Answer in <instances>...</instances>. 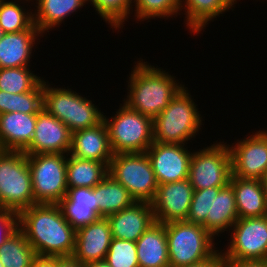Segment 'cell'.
<instances>
[{"label":"cell","instance_id":"52a82bcc","mask_svg":"<svg viewBox=\"0 0 267 267\" xmlns=\"http://www.w3.org/2000/svg\"><path fill=\"white\" fill-rule=\"evenodd\" d=\"M113 154L144 153L153 144V119L124 103L112 120L103 116Z\"/></svg>","mask_w":267,"mask_h":267},{"label":"cell","instance_id":"d590c367","mask_svg":"<svg viewBox=\"0 0 267 267\" xmlns=\"http://www.w3.org/2000/svg\"><path fill=\"white\" fill-rule=\"evenodd\" d=\"M42 107L43 80L32 91L12 96L11 112L37 114Z\"/></svg>","mask_w":267,"mask_h":267},{"label":"cell","instance_id":"7c38bea8","mask_svg":"<svg viewBox=\"0 0 267 267\" xmlns=\"http://www.w3.org/2000/svg\"><path fill=\"white\" fill-rule=\"evenodd\" d=\"M229 150L233 176L261 180L267 173V130L229 145Z\"/></svg>","mask_w":267,"mask_h":267},{"label":"cell","instance_id":"7a4b0ae2","mask_svg":"<svg viewBox=\"0 0 267 267\" xmlns=\"http://www.w3.org/2000/svg\"><path fill=\"white\" fill-rule=\"evenodd\" d=\"M145 63L139 60L134 65L127 100L123 101L128 108L154 119L183 86L168 72Z\"/></svg>","mask_w":267,"mask_h":267},{"label":"cell","instance_id":"4fadbf2b","mask_svg":"<svg viewBox=\"0 0 267 267\" xmlns=\"http://www.w3.org/2000/svg\"><path fill=\"white\" fill-rule=\"evenodd\" d=\"M146 154L150 159L158 185L189 178L192 152H189L184 144L154 141Z\"/></svg>","mask_w":267,"mask_h":267},{"label":"cell","instance_id":"bcb514c9","mask_svg":"<svg viewBox=\"0 0 267 267\" xmlns=\"http://www.w3.org/2000/svg\"><path fill=\"white\" fill-rule=\"evenodd\" d=\"M4 31H3V29L0 27V40L3 38V36H4Z\"/></svg>","mask_w":267,"mask_h":267},{"label":"cell","instance_id":"7bdbcfd3","mask_svg":"<svg viewBox=\"0 0 267 267\" xmlns=\"http://www.w3.org/2000/svg\"><path fill=\"white\" fill-rule=\"evenodd\" d=\"M31 267H54V256H40L37 255Z\"/></svg>","mask_w":267,"mask_h":267},{"label":"cell","instance_id":"ac0fdd59","mask_svg":"<svg viewBox=\"0 0 267 267\" xmlns=\"http://www.w3.org/2000/svg\"><path fill=\"white\" fill-rule=\"evenodd\" d=\"M70 154L79 159L102 162L109 166L114 154L105 122L71 133Z\"/></svg>","mask_w":267,"mask_h":267},{"label":"cell","instance_id":"d6a6232c","mask_svg":"<svg viewBox=\"0 0 267 267\" xmlns=\"http://www.w3.org/2000/svg\"><path fill=\"white\" fill-rule=\"evenodd\" d=\"M136 17L147 20L176 15L180 11L181 0H134Z\"/></svg>","mask_w":267,"mask_h":267},{"label":"cell","instance_id":"f1b7e54d","mask_svg":"<svg viewBox=\"0 0 267 267\" xmlns=\"http://www.w3.org/2000/svg\"><path fill=\"white\" fill-rule=\"evenodd\" d=\"M42 80L29 67L0 69V90L10 94L32 91Z\"/></svg>","mask_w":267,"mask_h":267},{"label":"cell","instance_id":"4316f807","mask_svg":"<svg viewBox=\"0 0 267 267\" xmlns=\"http://www.w3.org/2000/svg\"><path fill=\"white\" fill-rule=\"evenodd\" d=\"M107 175L108 165L106 163L79 159L71 155L67 158L66 176L68 188H93Z\"/></svg>","mask_w":267,"mask_h":267},{"label":"cell","instance_id":"1f68e13d","mask_svg":"<svg viewBox=\"0 0 267 267\" xmlns=\"http://www.w3.org/2000/svg\"><path fill=\"white\" fill-rule=\"evenodd\" d=\"M58 205L62 210L64 218L76 230L100 218L98 215V205L77 204V202H71L66 196Z\"/></svg>","mask_w":267,"mask_h":267},{"label":"cell","instance_id":"484cf974","mask_svg":"<svg viewBox=\"0 0 267 267\" xmlns=\"http://www.w3.org/2000/svg\"><path fill=\"white\" fill-rule=\"evenodd\" d=\"M37 13L34 12L33 20L38 30L44 34L45 31L54 28L71 13L83 7L87 0H36Z\"/></svg>","mask_w":267,"mask_h":267},{"label":"cell","instance_id":"d6986e66","mask_svg":"<svg viewBox=\"0 0 267 267\" xmlns=\"http://www.w3.org/2000/svg\"><path fill=\"white\" fill-rule=\"evenodd\" d=\"M37 114H0V150L23 151L34 135Z\"/></svg>","mask_w":267,"mask_h":267},{"label":"cell","instance_id":"60d3db41","mask_svg":"<svg viewBox=\"0 0 267 267\" xmlns=\"http://www.w3.org/2000/svg\"><path fill=\"white\" fill-rule=\"evenodd\" d=\"M54 267H84V264L73 256H54Z\"/></svg>","mask_w":267,"mask_h":267},{"label":"cell","instance_id":"7402d4cb","mask_svg":"<svg viewBox=\"0 0 267 267\" xmlns=\"http://www.w3.org/2000/svg\"><path fill=\"white\" fill-rule=\"evenodd\" d=\"M239 218L263 217L267 215V202L261 180L242 179L231 175Z\"/></svg>","mask_w":267,"mask_h":267},{"label":"cell","instance_id":"e575fe53","mask_svg":"<svg viewBox=\"0 0 267 267\" xmlns=\"http://www.w3.org/2000/svg\"><path fill=\"white\" fill-rule=\"evenodd\" d=\"M212 187L194 190L186 221L202 225L206 229V218L211 217Z\"/></svg>","mask_w":267,"mask_h":267},{"label":"cell","instance_id":"9a60e30c","mask_svg":"<svg viewBox=\"0 0 267 267\" xmlns=\"http://www.w3.org/2000/svg\"><path fill=\"white\" fill-rule=\"evenodd\" d=\"M193 192L189 179L159 184L151 202L155 221L167 223L186 220Z\"/></svg>","mask_w":267,"mask_h":267},{"label":"cell","instance_id":"836d02e7","mask_svg":"<svg viewBox=\"0 0 267 267\" xmlns=\"http://www.w3.org/2000/svg\"><path fill=\"white\" fill-rule=\"evenodd\" d=\"M105 260L111 267H139L136 242L113 238Z\"/></svg>","mask_w":267,"mask_h":267},{"label":"cell","instance_id":"603a6c76","mask_svg":"<svg viewBox=\"0 0 267 267\" xmlns=\"http://www.w3.org/2000/svg\"><path fill=\"white\" fill-rule=\"evenodd\" d=\"M238 219L233 187H212L211 217L206 218V230L214 237L231 229Z\"/></svg>","mask_w":267,"mask_h":267},{"label":"cell","instance_id":"f546056e","mask_svg":"<svg viewBox=\"0 0 267 267\" xmlns=\"http://www.w3.org/2000/svg\"><path fill=\"white\" fill-rule=\"evenodd\" d=\"M32 13L13 1L0 0V27L4 33L27 30L34 24Z\"/></svg>","mask_w":267,"mask_h":267},{"label":"cell","instance_id":"f6af8a7d","mask_svg":"<svg viewBox=\"0 0 267 267\" xmlns=\"http://www.w3.org/2000/svg\"><path fill=\"white\" fill-rule=\"evenodd\" d=\"M261 182H262V185H263L264 195H265L266 202H267V173L261 179Z\"/></svg>","mask_w":267,"mask_h":267},{"label":"cell","instance_id":"3957f363","mask_svg":"<svg viewBox=\"0 0 267 267\" xmlns=\"http://www.w3.org/2000/svg\"><path fill=\"white\" fill-rule=\"evenodd\" d=\"M189 95L183 85L168 106L153 119L155 142L185 145L186 141L197 135L202 117Z\"/></svg>","mask_w":267,"mask_h":267},{"label":"cell","instance_id":"6da1fadb","mask_svg":"<svg viewBox=\"0 0 267 267\" xmlns=\"http://www.w3.org/2000/svg\"><path fill=\"white\" fill-rule=\"evenodd\" d=\"M18 229L40 256H72L76 229L58 204H35L18 213Z\"/></svg>","mask_w":267,"mask_h":267},{"label":"cell","instance_id":"8fae6325","mask_svg":"<svg viewBox=\"0 0 267 267\" xmlns=\"http://www.w3.org/2000/svg\"><path fill=\"white\" fill-rule=\"evenodd\" d=\"M231 242L224 259L267 260V215L239 218L231 227Z\"/></svg>","mask_w":267,"mask_h":267},{"label":"cell","instance_id":"9c48e42d","mask_svg":"<svg viewBox=\"0 0 267 267\" xmlns=\"http://www.w3.org/2000/svg\"><path fill=\"white\" fill-rule=\"evenodd\" d=\"M35 204H58L68 190L65 154L27 155Z\"/></svg>","mask_w":267,"mask_h":267},{"label":"cell","instance_id":"5b68a950","mask_svg":"<svg viewBox=\"0 0 267 267\" xmlns=\"http://www.w3.org/2000/svg\"><path fill=\"white\" fill-rule=\"evenodd\" d=\"M35 205L27 154L0 150V209L19 213Z\"/></svg>","mask_w":267,"mask_h":267},{"label":"cell","instance_id":"d4e9b609","mask_svg":"<svg viewBox=\"0 0 267 267\" xmlns=\"http://www.w3.org/2000/svg\"><path fill=\"white\" fill-rule=\"evenodd\" d=\"M184 1V0H183ZM181 0L180 11L183 9ZM236 0H185L186 26L191 32L197 33L202 31L208 21L216 18L220 14L234 7Z\"/></svg>","mask_w":267,"mask_h":267},{"label":"cell","instance_id":"ffe728a7","mask_svg":"<svg viewBox=\"0 0 267 267\" xmlns=\"http://www.w3.org/2000/svg\"><path fill=\"white\" fill-rule=\"evenodd\" d=\"M38 36L43 35L35 24L24 31L5 33L0 40V69L28 67Z\"/></svg>","mask_w":267,"mask_h":267},{"label":"cell","instance_id":"ab89813d","mask_svg":"<svg viewBox=\"0 0 267 267\" xmlns=\"http://www.w3.org/2000/svg\"><path fill=\"white\" fill-rule=\"evenodd\" d=\"M222 251L219 252V250L210 258L203 262L194 264V265H188L184 267H223L224 266V258L222 256Z\"/></svg>","mask_w":267,"mask_h":267},{"label":"cell","instance_id":"30bf717a","mask_svg":"<svg viewBox=\"0 0 267 267\" xmlns=\"http://www.w3.org/2000/svg\"><path fill=\"white\" fill-rule=\"evenodd\" d=\"M231 175V153L224 142L192 153L188 179L194 190L226 187Z\"/></svg>","mask_w":267,"mask_h":267},{"label":"cell","instance_id":"5bb4252c","mask_svg":"<svg viewBox=\"0 0 267 267\" xmlns=\"http://www.w3.org/2000/svg\"><path fill=\"white\" fill-rule=\"evenodd\" d=\"M71 132L69 128L45 108L37 112V122L31 143L23 150L27 155L66 154L69 156Z\"/></svg>","mask_w":267,"mask_h":267},{"label":"cell","instance_id":"277c9868","mask_svg":"<svg viewBox=\"0 0 267 267\" xmlns=\"http://www.w3.org/2000/svg\"><path fill=\"white\" fill-rule=\"evenodd\" d=\"M170 267L194 265L210 259L218 250L214 237L199 224L186 220L165 223Z\"/></svg>","mask_w":267,"mask_h":267},{"label":"cell","instance_id":"cb8c5ba5","mask_svg":"<svg viewBox=\"0 0 267 267\" xmlns=\"http://www.w3.org/2000/svg\"><path fill=\"white\" fill-rule=\"evenodd\" d=\"M93 192L98 204V215L104 218L130 207L135 202L128 190L109 174L93 187Z\"/></svg>","mask_w":267,"mask_h":267},{"label":"cell","instance_id":"2e32d148","mask_svg":"<svg viewBox=\"0 0 267 267\" xmlns=\"http://www.w3.org/2000/svg\"><path fill=\"white\" fill-rule=\"evenodd\" d=\"M112 239L109 221L100 217L97 221L76 230L72 256L82 264L105 260Z\"/></svg>","mask_w":267,"mask_h":267},{"label":"cell","instance_id":"83f0119b","mask_svg":"<svg viewBox=\"0 0 267 267\" xmlns=\"http://www.w3.org/2000/svg\"><path fill=\"white\" fill-rule=\"evenodd\" d=\"M36 256L35 250L19 229L0 247V261L4 267H31Z\"/></svg>","mask_w":267,"mask_h":267},{"label":"cell","instance_id":"e0dca14e","mask_svg":"<svg viewBox=\"0 0 267 267\" xmlns=\"http://www.w3.org/2000/svg\"><path fill=\"white\" fill-rule=\"evenodd\" d=\"M113 238L136 242L154 223L155 217L151 203L134 202L117 213L106 217Z\"/></svg>","mask_w":267,"mask_h":267},{"label":"cell","instance_id":"ee69618b","mask_svg":"<svg viewBox=\"0 0 267 267\" xmlns=\"http://www.w3.org/2000/svg\"><path fill=\"white\" fill-rule=\"evenodd\" d=\"M84 267H111V266L106 262V260H101L84 264Z\"/></svg>","mask_w":267,"mask_h":267},{"label":"cell","instance_id":"74e56055","mask_svg":"<svg viewBox=\"0 0 267 267\" xmlns=\"http://www.w3.org/2000/svg\"><path fill=\"white\" fill-rule=\"evenodd\" d=\"M66 197L71 202H77V204L83 205H98L93 188L89 187H78L68 188Z\"/></svg>","mask_w":267,"mask_h":267},{"label":"cell","instance_id":"ba28073f","mask_svg":"<svg viewBox=\"0 0 267 267\" xmlns=\"http://www.w3.org/2000/svg\"><path fill=\"white\" fill-rule=\"evenodd\" d=\"M108 174L128 190L135 202L153 201L158 183L146 152L114 154Z\"/></svg>","mask_w":267,"mask_h":267},{"label":"cell","instance_id":"8d00e7d4","mask_svg":"<svg viewBox=\"0 0 267 267\" xmlns=\"http://www.w3.org/2000/svg\"><path fill=\"white\" fill-rule=\"evenodd\" d=\"M18 229V213L0 209V247Z\"/></svg>","mask_w":267,"mask_h":267},{"label":"cell","instance_id":"4dcf8cb0","mask_svg":"<svg viewBox=\"0 0 267 267\" xmlns=\"http://www.w3.org/2000/svg\"><path fill=\"white\" fill-rule=\"evenodd\" d=\"M97 13L115 29H120L126 18H129L133 0H87Z\"/></svg>","mask_w":267,"mask_h":267},{"label":"cell","instance_id":"44dd1931","mask_svg":"<svg viewBox=\"0 0 267 267\" xmlns=\"http://www.w3.org/2000/svg\"><path fill=\"white\" fill-rule=\"evenodd\" d=\"M139 267H170L165 223L154 222L136 241Z\"/></svg>","mask_w":267,"mask_h":267},{"label":"cell","instance_id":"b9f144b4","mask_svg":"<svg viewBox=\"0 0 267 267\" xmlns=\"http://www.w3.org/2000/svg\"><path fill=\"white\" fill-rule=\"evenodd\" d=\"M13 94L0 90V114L11 113V102Z\"/></svg>","mask_w":267,"mask_h":267},{"label":"cell","instance_id":"f35d334b","mask_svg":"<svg viewBox=\"0 0 267 267\" xmlns=\"http://www.w3.org/2000/svg\"><path fill=\"white\" fill-rule=\"evenodd\" d=\"M223 267H267V260L224 259Z\"/></svg>","mask_w":267,"mask_h":267},{"label":"cell","instance_id":"8992f818","mask_svg":"<svg viewBox=\"0 0 267 267\" xmlns=\"http://www.w3.org/2000/svg\"><path fill=\"white\" fill-rule=\"evenodd\" d=\"M43 108L63 122L71 133L97 126L104 116L91 100L71 89L49 87L44 80Z\"/></svg>","mask_w":267,"mask_h":267}]
</instances>
